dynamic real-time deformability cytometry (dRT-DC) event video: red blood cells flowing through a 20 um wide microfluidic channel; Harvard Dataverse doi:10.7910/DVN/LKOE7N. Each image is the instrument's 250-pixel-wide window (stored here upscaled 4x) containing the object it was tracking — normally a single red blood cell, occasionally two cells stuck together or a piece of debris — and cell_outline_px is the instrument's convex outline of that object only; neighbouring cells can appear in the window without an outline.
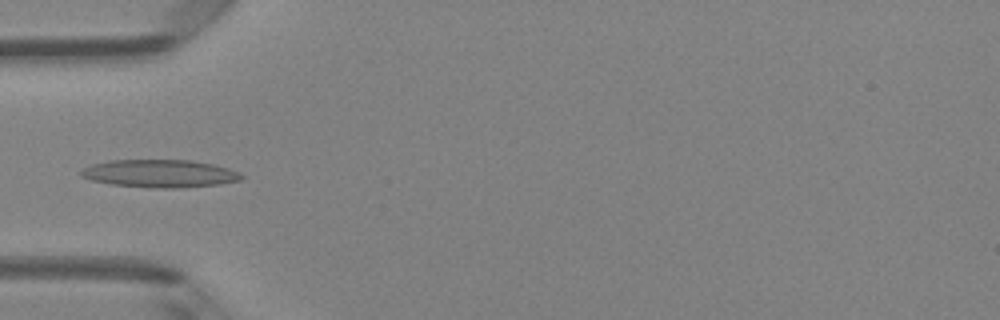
{"species": "Egyptian fruit bat (a non-hibernating species)", "species_latin": "Rousettus aegyptiacus", "temperature_condition": "room temperature", "stored_images_in_passage": 5, "camera_frame_rate_fps": 3000, "um_per_image_px": 0.085, "animal": {"sex": "female"}, "frame": {"image": 1, "passage_image": 3, "time_ms": 2.333, "image_size_px": [1000, 320], "cell_outline_px": [[244, 176], [240, 180], [220, 184], [176, 188], [152, 188], [112, 184], [92, 180], [80, 176], [80, 168], [92, 164], [108, 160], [192, 160], [212, 164], [228, 168], [240, 172]], "centroid_in_image_um": [13.56, 14.74], "position_along_channel_um": 71.4, "area_um2": 26.07}}
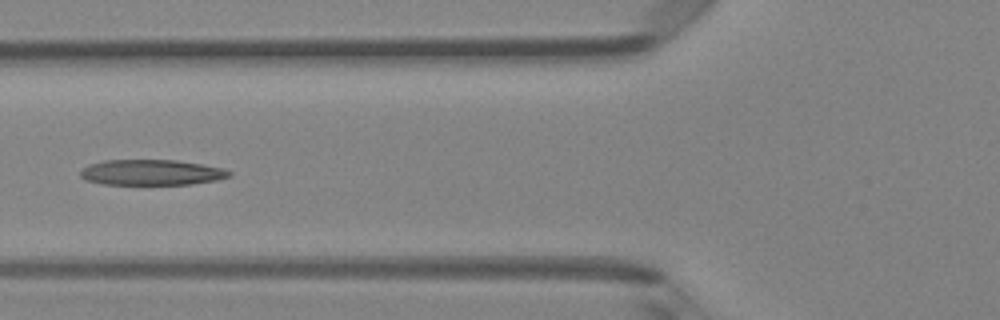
{"frame": {"image": 2, "passage_image": 4, "time_ms": 3.333, "image_size_px": [1000, 320], "cell_outline_px": [[232, 176], [216, 180], [192, 184], [104, 184], [84, 180], [80, 176], [80, 172], [88, 164], [104, 160], [176, 160], [224, 168], [232, 172]], "centroid_in_image_um": [12.88, 14.65], "position_along_channel_um": 112.9, "area_um2": 22.2}}
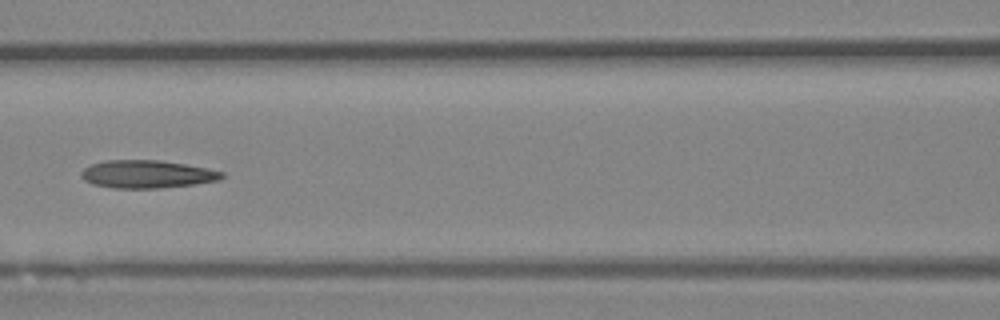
{"frame": {"image": 3, "passage_image": 5, "time_ms": 4.333, "image_size_px": [1000, 320], "cell_outline_px": [[224, 176], [220, 180], [192, 184], [160, 188], [112, 188], [92, 184], [84, 180], [80, 176], [80, 172], [84, 168], [92, 164], [104, 160], [160, 160], [208, 168], [224, 172]], "centroid_in_image_um": [12.47, 14.8], "position_along_channel_um": 154.1, "area_um2": 22.89}}